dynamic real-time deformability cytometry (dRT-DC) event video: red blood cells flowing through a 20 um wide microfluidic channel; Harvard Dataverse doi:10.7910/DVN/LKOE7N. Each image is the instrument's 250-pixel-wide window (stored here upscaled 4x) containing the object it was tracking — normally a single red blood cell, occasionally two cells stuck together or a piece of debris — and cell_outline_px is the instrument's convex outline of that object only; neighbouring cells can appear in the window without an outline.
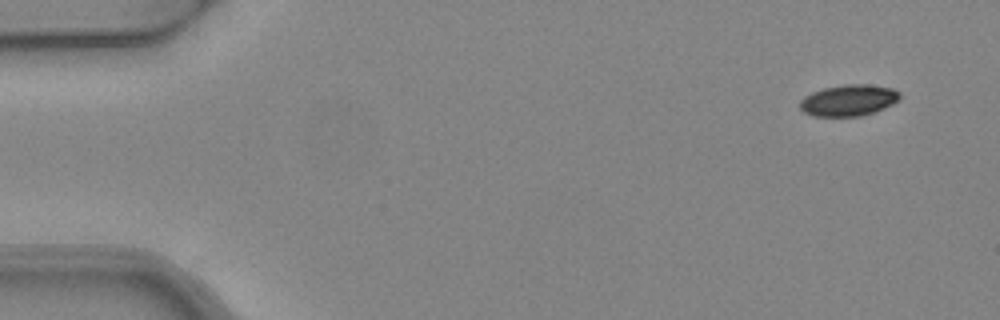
{"species": "common noctule bat (a hibernating species)", "species_latin": "Nyctalus noctula", "temperature_condition": "warm", "stored_images_in_passage": 5, "camera_frame_rate_fps": 3000, "um_per_image_px": 0.085, "animal": {"sex": "female", "body_mass_g": 24.6, "forearm_length_mm": 56.2}, "frame": {"image": 1, "passage_image": 1, "time_ms": 0.0, "image_size_px": [1000, 320], "cell_outline_px": [[900, 100], [884, 108], [860, 116], [812, 116], [804, 112], [800, 108], [800, 100], [804, 96], [812, 92], [824, 88], [844, 84], [868, 84], [892, 88], [900, 92]], "centroid_in_image_um": [72.13, 8.52], "position_along_channel_um": 12.9, "area_um2": 18.26}}
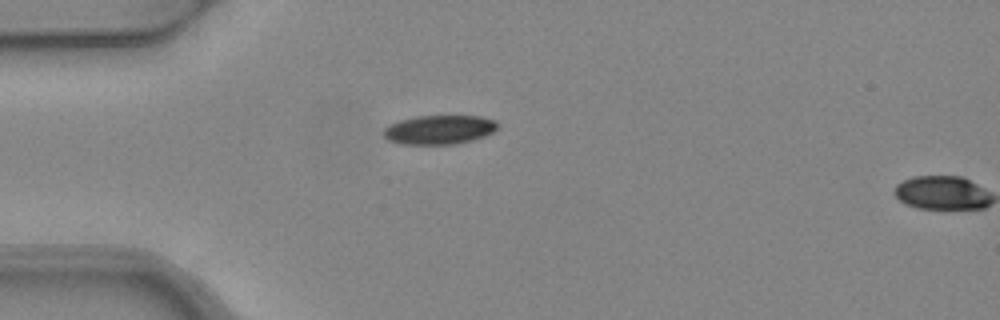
{"frame": {"image": 2, "passage_image": 4, "time_ms": 1.0, "image_size_px": [1000, 320], "cell_outline_px": [[496, 128], [492, 132], [484, 136], [472, 140], [456, 144], [400, 144], [388, 140], [384, 136], [384, 128], [388, 124], [400, 120], [416, 116], [480, 116], [496, 120]], "centroid_in_image_um": [37.3, 11.02], "position_along_channel_um": 47.7, "area_um2": 19.31}}